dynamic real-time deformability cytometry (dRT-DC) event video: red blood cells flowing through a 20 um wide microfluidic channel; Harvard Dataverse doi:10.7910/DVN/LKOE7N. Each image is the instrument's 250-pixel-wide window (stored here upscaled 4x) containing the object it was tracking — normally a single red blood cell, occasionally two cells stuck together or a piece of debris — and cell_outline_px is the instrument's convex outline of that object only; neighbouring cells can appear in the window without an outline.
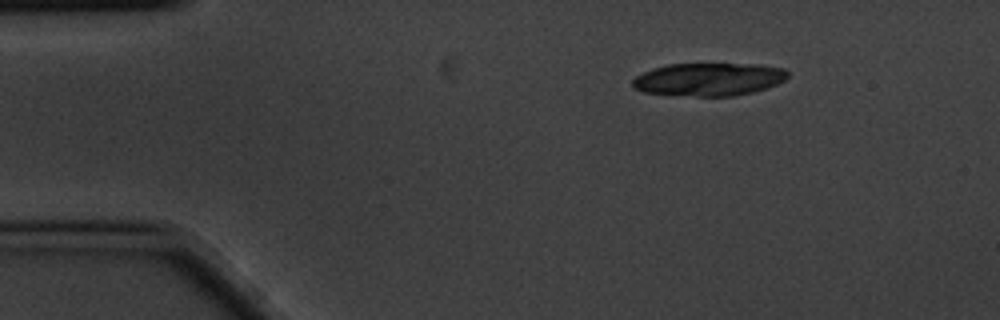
{"species": "common noctule bat (a hibernating species)", "species_latin": "Nyctalus noctula", "temperature_condition": "cold", "stored_images_in_passage": 6, "camera_frame_rate_fps": 3000, "um_per_image_px": 0.085, "animal": {"sex": "male", "body_mass_g": 20.1, "forearm_length_mm": 53.5}, "frame": {"image": 1, "passage_image": 6, "time_ms": 1.667, "image_size_px": [1000, 320], "cell_outline_px": [[788, 76], [784, 80], [776, 84], [752, 92], [732, 96], [696, 96], [644, 92], [632, 88], [632, 80], [636, 76], [652, 68], [668, 64], [752, 64], [784, 68], [788, 72]], "centroid_in_image_um": [60.21, 6.74], "position_along_channel_um": 24.8, "area_um2": 29.59}}